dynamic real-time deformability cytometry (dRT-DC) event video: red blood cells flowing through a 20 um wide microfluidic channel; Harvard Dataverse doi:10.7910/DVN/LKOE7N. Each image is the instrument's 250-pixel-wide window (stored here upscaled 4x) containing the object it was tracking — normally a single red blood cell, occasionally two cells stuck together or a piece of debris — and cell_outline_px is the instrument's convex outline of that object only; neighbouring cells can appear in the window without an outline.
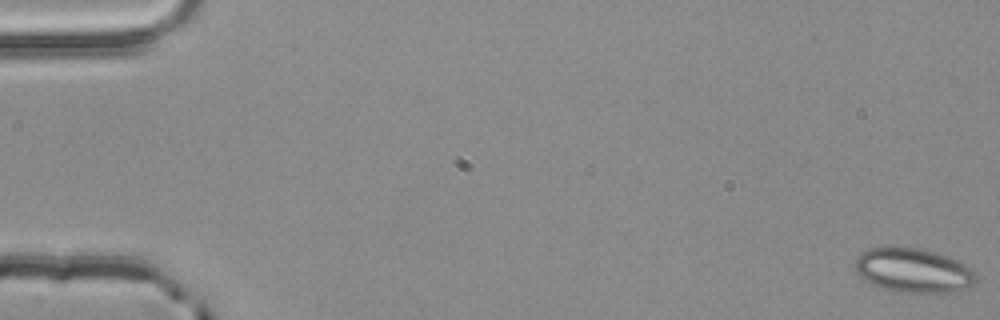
{"species": "common noctule bat (a hibernating species)", "species_latin": "Nyctalus noctula", "temperature_condition": "room temperature", "stored_images_in_passage": 55, "camera_frame_rate_fps": 3000, "um_per_image_px": 0.085, "animal": {"sex": "male", "body_mass_g": 20.4}, "frame": {"image": 1, "passage_image": 1, "time_ms": 0.0, "image_size_px": [1000, 320], "cell_outline_px": [[976, 280], [972, 284], [964, 288], [944, 292], [900, 292], [884, 288], [872, 284], [860, 276], [856, 272], [852, 264], [856, 256], [868, 248], [924, 248], [948, 256], [964, 264], [976, 272]], "centroid_in_image_um": [77.59, 22.97], "position_along_channel_um": 7.4, "area_um2": 30.98}}
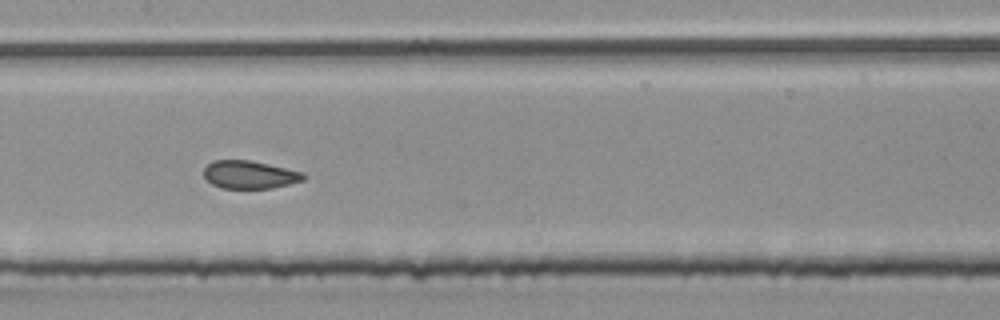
{"frame": {"image": 2, "passage_image": 28, "time_ms": 9.0, "image_size_px": [1000, 320], "cell_outline_px": [[304, 180], [272, 188], [220, 188], [212, 184], [204, 176], [204, 168], [212, 160], [248, 160], [268, 164], [304, 172]], "centroid_in_image_um": [21.2, 14.84], "position_along_channel_um": 186.2, "area_um2": 16.13}}
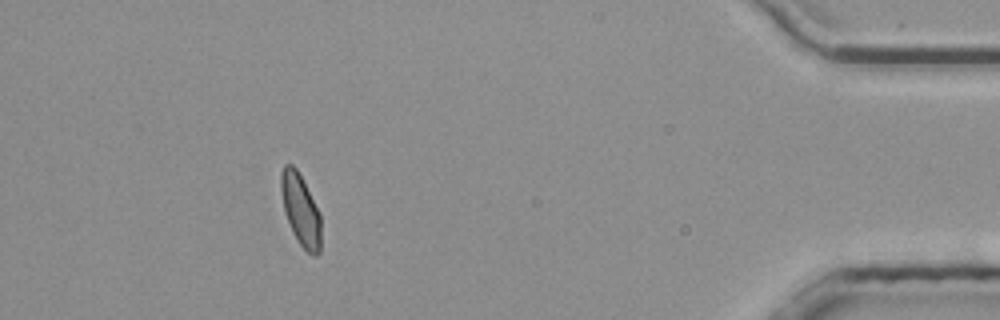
{"frame": {"image": 3, "passage_image": 50, "time_ms": 16.333, "image_size_px": [1000, 320], "cell_outline_px": [[320, 252], [316, 256], [312, 256], [300, 244], [292, 232], [284, 212], [280, 188], [280, 172], [284, 164], [292, 164], [296, 168], [320, 216]], "centroid_in_image_um": [25.51, 17.85], "position_along_channel_um": 409.7, "area_um2": 16.36}, "authors_computed_cell_mechanics": {"area_um2": 17.051, "velocity_mm_per_s": 3.8602, "shape_relaxation_time_tau1_ms": null, "shape_relaxation_time_tau2_ms": 0.7558, "deformation_change_tau1": null, "deformation_change_tau2": 0.0598}}